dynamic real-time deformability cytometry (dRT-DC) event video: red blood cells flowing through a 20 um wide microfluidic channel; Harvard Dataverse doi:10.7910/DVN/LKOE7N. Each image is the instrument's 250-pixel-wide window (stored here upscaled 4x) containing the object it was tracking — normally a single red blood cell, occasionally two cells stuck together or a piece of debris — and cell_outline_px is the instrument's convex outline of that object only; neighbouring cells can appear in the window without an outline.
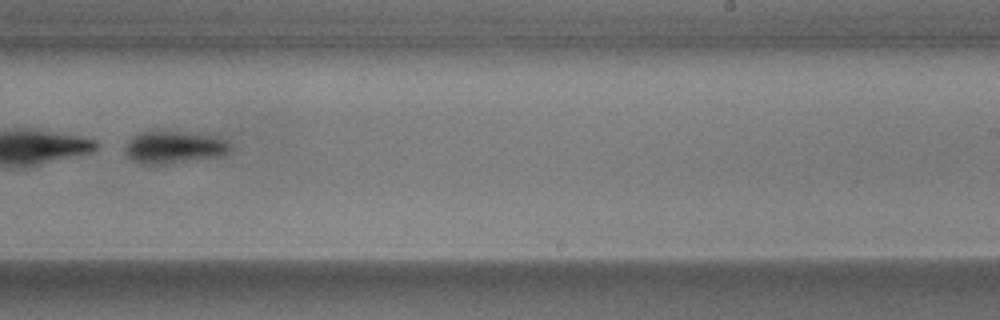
{"species": "common noctule bat (a hibernating species)", "species_latin": "Nyctalus noctula", "temperature_condition": "warm", "stored_images_in_passage": 32, "camera_frame_rate_fps": 3000, "um_per_image_px": 0.085, "animal": {"sex": "male", "body_mass_g": 17.9}, "frame": {"image": 1, "passage_image": 19, "time_ms": 6.0, "image_size_px": [1000, 320], "cell_outline_px": [[228, 152], [224, 156], [164, 164], [140, 164], [132, 160], [128, 156], [124, 148], [124, 144], [132, 136], [140, 132], [152, 128], [156, 128], [208, 136], [228, 140]], "centroid_in_image_um": [14.69, 12.49], "position_along_channel_um": 274.3, "area_um2": 20.23}, "authors_computed_cell_mechanics": {"area_um2": 20.3456, "velocity_mm_per_s": 3.664, "shape_relaxation_time_tau1_ms": 1.6736, "shape_relaxation_time_tau2_ms": null, "deformation_change_tau1": 0.3203, "deformation_change_tau2": null}}